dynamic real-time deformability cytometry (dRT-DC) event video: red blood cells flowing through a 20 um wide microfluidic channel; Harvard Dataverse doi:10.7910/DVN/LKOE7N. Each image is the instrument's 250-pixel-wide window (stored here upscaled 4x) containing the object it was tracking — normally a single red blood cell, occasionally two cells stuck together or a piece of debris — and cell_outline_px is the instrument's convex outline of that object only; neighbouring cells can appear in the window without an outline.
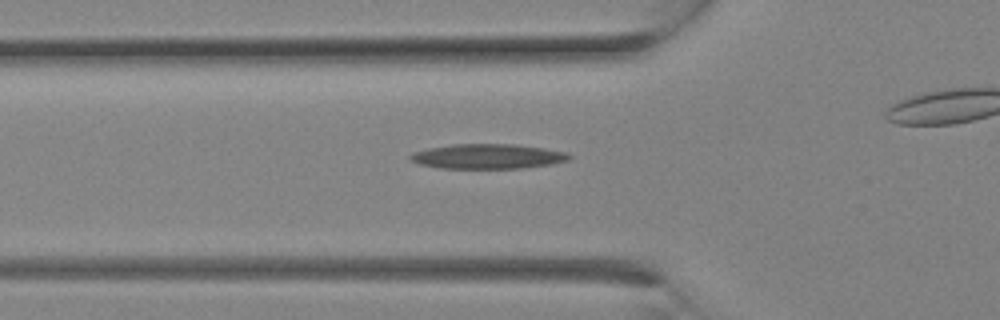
{"species": "Egyptian fruit bat (a non-hibernating species)", "species_latin": "Rousettus aegyptiacus", "temperature_condition": "room temperature", "stored_images_in_passage": 20, "camera_frame_rate_fps": 3000, "um_per_image_px": 0.085, "animal": {"sex": "female"}, "frame": {"image": 1, "passage_image": 7, "time_ms": 2.0, "image_size_px": [1000, 320], "cell_outline_px": [[572, 156], [568, 160], [552, 164], [524, 168], [440, 168], [420, 164], [408, 160], [408, 156], [412, 152], [428, 148], [452, 144], [512, 144], [544, 148], [568, 152]], "centroid_in_image_um": [41.44, 13.29], "position_along_channel_um": 84.4, "area_um2": 23.12}}
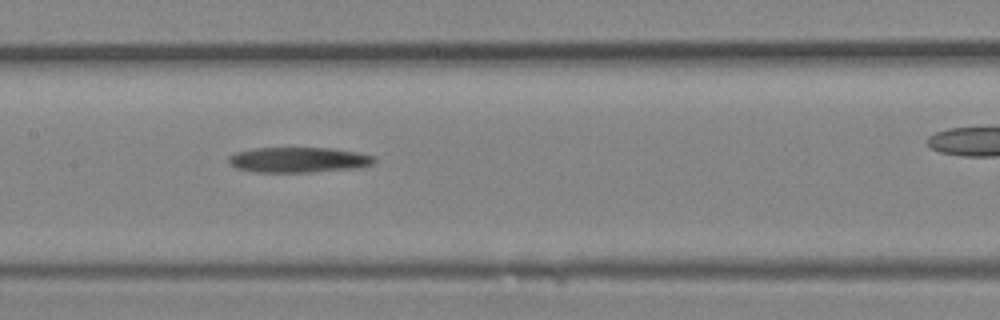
{"frame": {"image": 2, "passage_image": 11, "time_ms": 3.333, "image_size_px": [1000, 320], "cell_outline_px": [[376, 160], [372, 164], [364, 168], [312, 172], [252, 172], [236, 168], [228, 164], [228, 156], [236, 152], [256, 148], [332, 148], [356, 152], [376, 156]], "centroid_in_image_um": [25.4, 13.6], "position_along_channel_um": 182.0, "area_um2": 21.85}}
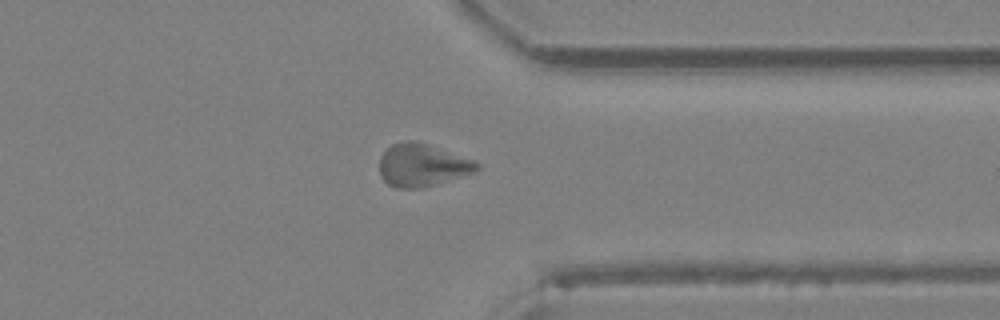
{"frame": {"image": 3, "passage_image": 19, "time_ms": 6.0, "image_size_px": [1000, 320], "cell_outline_px": [[480, 168], [472, 172], [436, 184], [420, 188], [396, 188], [388, 184], [380, 176], [380, 156], [392, 144], [408, 140], [412, 140], [428, 144], [476, 160], [480, 164]], "centroid_in_image_um": [35.88, 14.03], "position_along_channel_um": 375.5, "area_um2": 24.1}}